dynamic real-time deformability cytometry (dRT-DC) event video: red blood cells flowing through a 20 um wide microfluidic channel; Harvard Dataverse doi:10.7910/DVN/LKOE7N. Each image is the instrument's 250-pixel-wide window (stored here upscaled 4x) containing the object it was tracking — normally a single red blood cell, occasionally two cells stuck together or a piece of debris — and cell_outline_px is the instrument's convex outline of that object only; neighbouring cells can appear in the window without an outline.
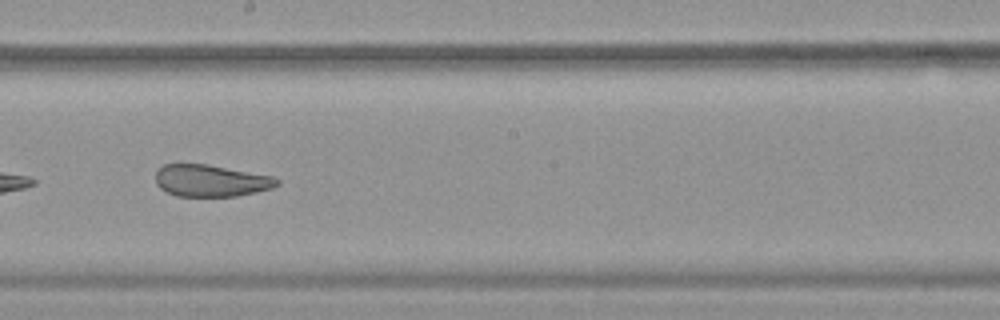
{"species": "common noctule bat (a hibernating species)", "species_latin": "Nyctalus noctula", "temperature_condition": "warm", "stored_images_in_passage": 30, "camera_frame_rate_fps": 3000, "um_per_image_px": 0.085, "animal": {"sex": "female", "body_mass_g": 19.9}, "frame": {"image": 1, "passage_image": 30, "time_ms": 9.667, "image_size_px": [1000, 320], "cell_outline_px": [[280, 184], [272, 188], [256, 192], [236, 196], [176, 196], [160, 188], [156, 184], [156, 172], [164, 164], [208, 164], [272, 176], [280, 180]], "centroid_in_image_um": [17.94, 15.36], "position_along_channel_um": 230.3, "area_um2": 22.54}}